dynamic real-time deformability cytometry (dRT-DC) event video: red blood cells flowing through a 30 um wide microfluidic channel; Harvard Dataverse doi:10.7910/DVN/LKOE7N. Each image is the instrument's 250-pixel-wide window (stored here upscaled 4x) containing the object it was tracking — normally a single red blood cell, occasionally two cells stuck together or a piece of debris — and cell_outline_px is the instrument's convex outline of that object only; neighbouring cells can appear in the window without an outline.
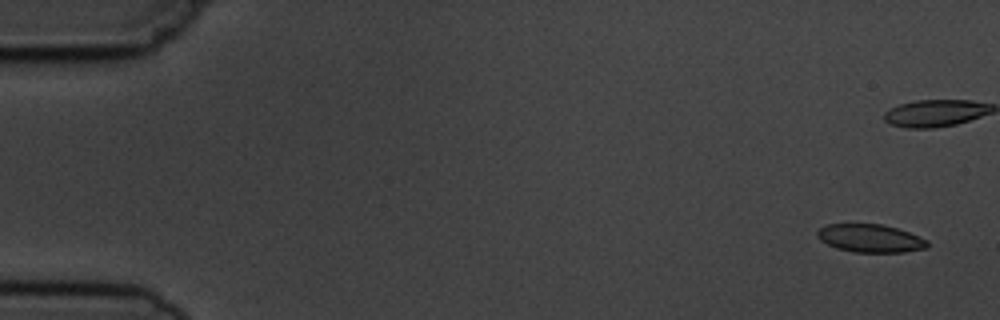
{"species": "common noctule bat (a hibernating species)", "species_latin": "Nyctalus noctula", "temperature_condition": "cold", "stored_images_in_passage": 16, "camera_frame_rate_fps": 3000, "um_per_image_px": 0.085, "animal": {"sex": "male", "body_mass_g": 19.5, "forearm_length_mm": 54.6}, "frame": {"image": 1, "passage_image": 1, "time_ms": 0.0, "image_size_px": [1000, 320], "cell_outline_px": [[928, 248], [904, 252], [852, 252], [836, 248], [820, 240], [816, 236], [816, 232], [820, 228], [828, 224], [880, 224], [896, 228], [920, 236], [928, 240]], "centroid_in_image_um": [73.98, 20.26], "position_along_channel_um": 11.0, "area_um2": 18.03}, "authors_computed_cell_mechanics": {"area_um2": 18.6405, "velocity_mm_per_s": 3.7165, "shape_relaxation_time_tau1_ms": 2.6645, "shape_relaxation_time_tau2_ms": 2.7772, "deformation_change_tau1": 0.0844, "deformation_change_tau2": 0.0645}}